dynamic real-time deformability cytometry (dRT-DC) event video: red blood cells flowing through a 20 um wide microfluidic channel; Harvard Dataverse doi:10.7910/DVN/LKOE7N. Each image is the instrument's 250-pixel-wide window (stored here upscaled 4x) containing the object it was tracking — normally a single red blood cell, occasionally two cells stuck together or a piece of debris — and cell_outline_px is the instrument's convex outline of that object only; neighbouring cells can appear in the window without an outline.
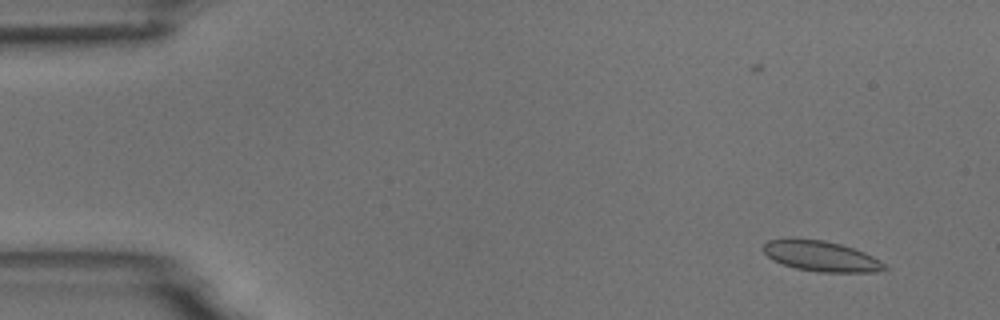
{"species": "common noctule bat (a hibernating species)", "species_latin": "Nyctalus noctula", "temperature_condition": "room temperature", "stored_images_in_passage": 9, "camera_frame_rate_fps": 3000, "um_per_image_px": 0.085, "animal": {"sex": "male", "body_mass_g": 18.8}, "frame": {"image": 1, "passage_image": 2, "time_ms": 2.333, "image_size_px": [1000, 320], "cell_outline_px": [[888, 268], [876, 272], [820, 272], [796, 268], [772, 260], [764, 252], [764, 244], [768, 240], [792, 236], [824, 240], [840, 244], [864, 252], [880, 260]], "centroid_in_image_um": [69.75, 21.74], "position_along_channel_um": 15.2, "area_um2": 21.73}}
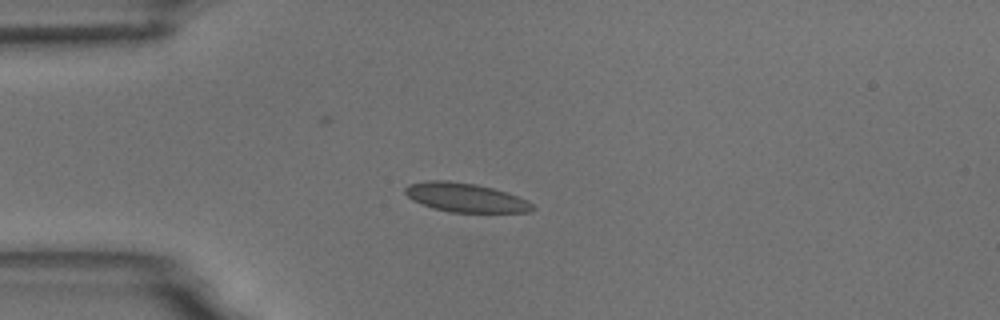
{"frame": {"image": 2, "passage_image": 5, "time_ms": 5.667, "image_size_px": [1000, 320], "cell_outline_px": [[536, 208], [532, 212], [448, 212], [432, 208], [420, 204], [412, 200], [404, 192], [404, 188], [408, 184], [428, 180], [448, 180], [476, 184], [492, 188], [528, 200]], "centroid_in_image_um": [39.53, 16.79], "position_along_channel_um": 45.5, "area_um2": 21.62}}